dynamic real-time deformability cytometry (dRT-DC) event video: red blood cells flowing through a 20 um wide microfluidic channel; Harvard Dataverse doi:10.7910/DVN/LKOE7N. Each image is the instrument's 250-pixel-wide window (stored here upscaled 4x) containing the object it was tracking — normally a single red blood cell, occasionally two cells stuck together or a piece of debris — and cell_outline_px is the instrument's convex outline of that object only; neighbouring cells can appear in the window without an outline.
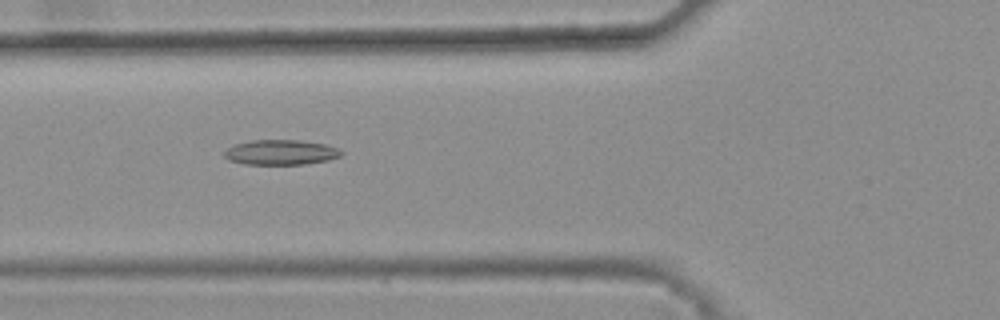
{"species": "common noctule bat (a hibernating species)", "species_latin": "Nyctalus noctula", "temperature_condition": "warm", "stored_images_in_passage": 43, "camera_frame_rate_fps": 3000, "um_per_image_px": 0.085, "animal": {"sex": "female", "body_mass_g": 25.1}, "frame": {"image": 1, "passage_image": 15, "time_ms": 4.667, "image_size_px": [1000, 320], "cell_outline_px": [[344, 152], [340, 156], [328, 160], [304, 164], [244, 164], [228, 160], [224, 156], [224, 152], [228, 148], [236, 144], [252, 140], [300, 140], [324, 144], [336, 148]], "centroid_in_image_um": [23.85, 12.95], "position_along_channel_um": 101.9, "area_um2": 16.94}}
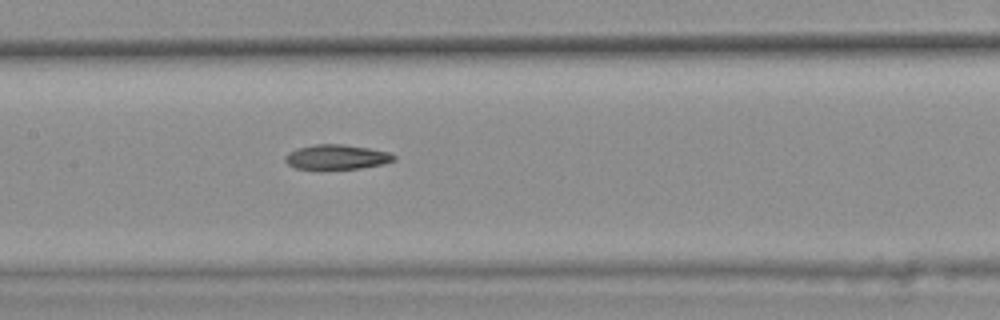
{"frame": {"image": 2, "passage_image": 21, "time_ms": 6.667, "image_size_px": [1000, 320], "cell_outline_px": [[396, 160], [384, 164], [360, 168], [296, 168], [288, 164], [284, 160], [284, 156], [288, 152], [296, 148], [312, 144], [344, 144], [368, 148], [388, 152], [396, 156]], "centroid_in_image_um": [28.61, 13.32], "position_along_channel_um": 178.8, "area_um2": 15.61}}
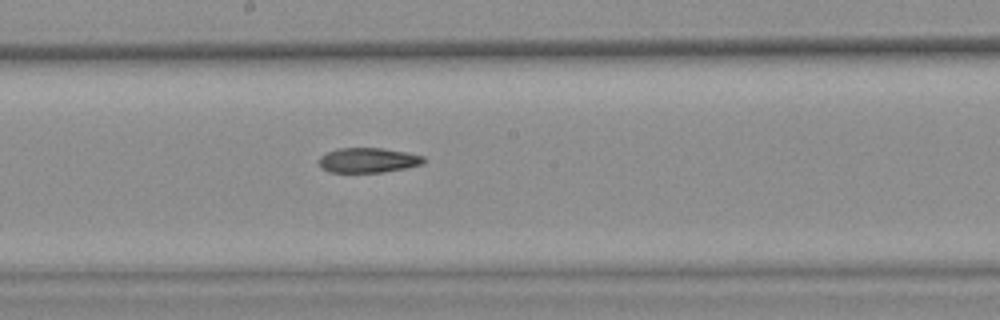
{"frame": {"image": 3, "passage_image": 24, "time_ms": 7.667, "image_size_px": [1000, 320], "cell_outline_px": [[428, 160], [424, 164], [384, 172], [328, 172], [320, 168], [316, 160], [324, 152], [336, 148], [384, 148], [408, 152], [424, 156]], "centroid_in_image_um": [31.26, 13.61], "position_along_channel_um": 216.9, "area_um2": 15.66}}